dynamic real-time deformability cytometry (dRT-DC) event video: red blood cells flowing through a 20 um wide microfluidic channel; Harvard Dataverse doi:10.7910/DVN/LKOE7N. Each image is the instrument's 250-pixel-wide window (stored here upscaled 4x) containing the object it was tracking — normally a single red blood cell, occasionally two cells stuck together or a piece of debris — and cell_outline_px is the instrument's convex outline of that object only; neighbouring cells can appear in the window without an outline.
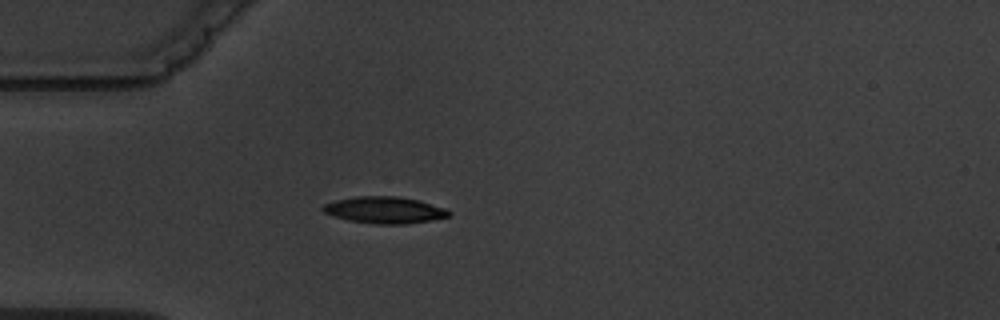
{"species": "common noctule bat (a hibernating species)", "species_latin": "Nyctalus noctula", "temperature_condition": "warm", "stored_images_in_passage": 3, "camera_frame_rate_fps": 3000, "um_per_image_px": 0.085, "animal": {"sex": "male", "body_mass_g": 19.5, "forearm_length_mm": 54.6}, "frame": {"image": 1, "passage_image": 1, "time_ms": 0.0, "image_size_px": [1000, 320], "cell_outline_px": [[452, 212], [448, 216], [432, 220], [404, 224], [376, 224], [348, 220], [324, 212], [320, 208], [324, 204], [336, 200], [356, 196], [396, 196], [416, 200], [444, 208]], "centroid_in_image_um": [32.66, 17.85], "position_along_channel_um": 52.3, "area_um2": 19.31}}
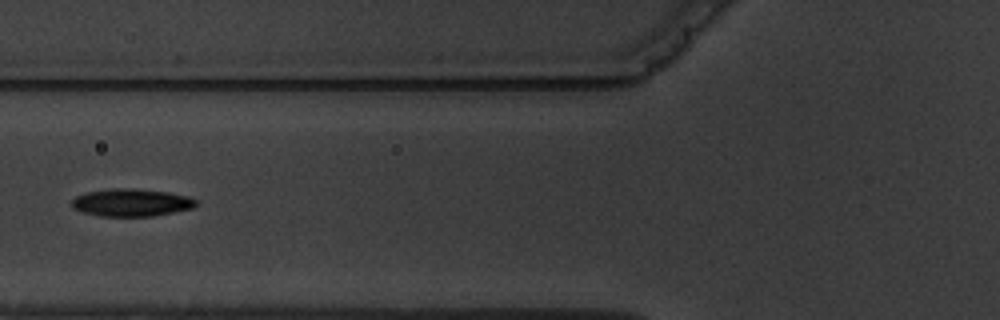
{"frame": {"image": 2, "passage_image": 3, "time_ms": 2.0, "image_size_px": [1000, 320], "cell_outline_px": [[196, 204], [192, 208], [152, 216], [100, 216], [84, 212], [72, 208], [72, 200], [76, 196], [88, 192], [112, 188], [132, 188], [168, 192], [188, 196], [196, 200]], "centroid_in_image_um": [11.15, 17.21], "position_along_channel_um": 114.6, "area_um2": 19.77}}